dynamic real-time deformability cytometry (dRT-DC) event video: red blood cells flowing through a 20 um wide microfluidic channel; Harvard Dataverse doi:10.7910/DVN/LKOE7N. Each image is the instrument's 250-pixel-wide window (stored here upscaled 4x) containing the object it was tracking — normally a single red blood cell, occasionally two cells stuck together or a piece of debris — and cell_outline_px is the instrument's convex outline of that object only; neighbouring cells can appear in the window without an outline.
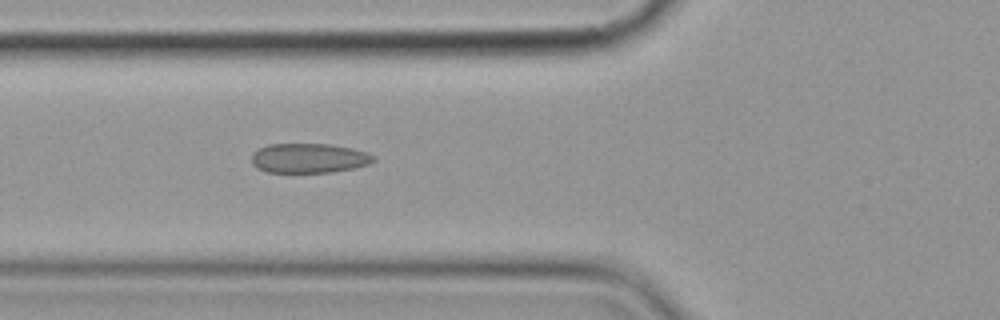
{"species": "common noctule bat (a hibernating species)", "species_latin": "Nyctalus noctula", "temperature_condition": "cold", "stored_images_in_passage": 5, "camera_frame_rate_fps": 3000, "um_per_image_px": 0.085, "animal": {"sex": "female", "body_mass_g": 19.9}, "frame": {"image": 1, "passage_image": 5, "time_ms": 4.667, "image_size_px": [1000, 320], "cell_outline_px": [[376, 160], [368, 164], [356, 168], [332, 172], [268, 172], [256, 168], [252, 164], [252, 152], [268, 144], [328, 144], [352, 148], [368, 152], [376, 156]], "centroid_in_image_um": [26.28, 13.44], "position_along_channel_um": 99.5, "area_um2": 21.21}}